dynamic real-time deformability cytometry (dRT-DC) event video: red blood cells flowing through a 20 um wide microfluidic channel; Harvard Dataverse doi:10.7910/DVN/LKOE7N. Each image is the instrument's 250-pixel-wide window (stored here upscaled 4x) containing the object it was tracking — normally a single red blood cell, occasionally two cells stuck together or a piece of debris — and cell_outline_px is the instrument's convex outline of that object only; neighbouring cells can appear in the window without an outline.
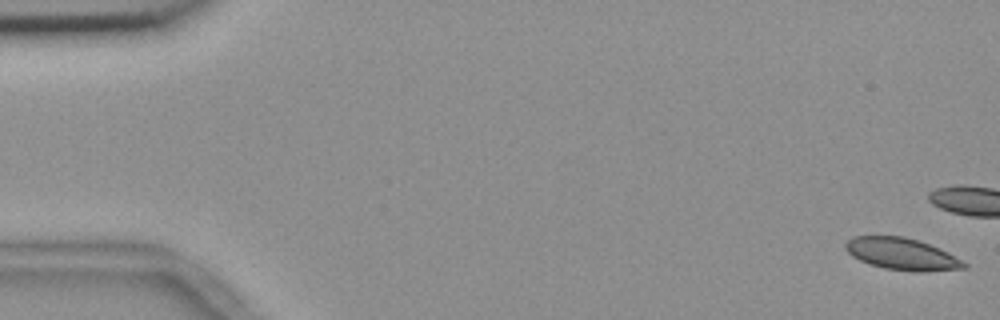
{"species": "common noctule bat (a hibernating species)", "species_latin": "Nyctalus noctula", "temperature_condition": "room temperature", "stored_images_in_passage": 17, "camera_frame_rate_fps": 3000, "um_per_image_px": 0.085, "animal": {"sex": "female", "body_mass_g": 18.4}, "frame": {"image": 1, "passage_image": 1, "time_ms": 0.0, "image_size_px": [1000, 320], "cell_outline_px": [[968, 268], [920, 272], [884, 268], [868, 264], [852, 256], [844, 248], [844, 244], [852, 236], [904, 236], [928, 244], [948, 252], [968, 264]], "centroid_in_image_um": [76.64, 21.59], "position_along_channel_um": 8.4, "area_um2": 21.96}}